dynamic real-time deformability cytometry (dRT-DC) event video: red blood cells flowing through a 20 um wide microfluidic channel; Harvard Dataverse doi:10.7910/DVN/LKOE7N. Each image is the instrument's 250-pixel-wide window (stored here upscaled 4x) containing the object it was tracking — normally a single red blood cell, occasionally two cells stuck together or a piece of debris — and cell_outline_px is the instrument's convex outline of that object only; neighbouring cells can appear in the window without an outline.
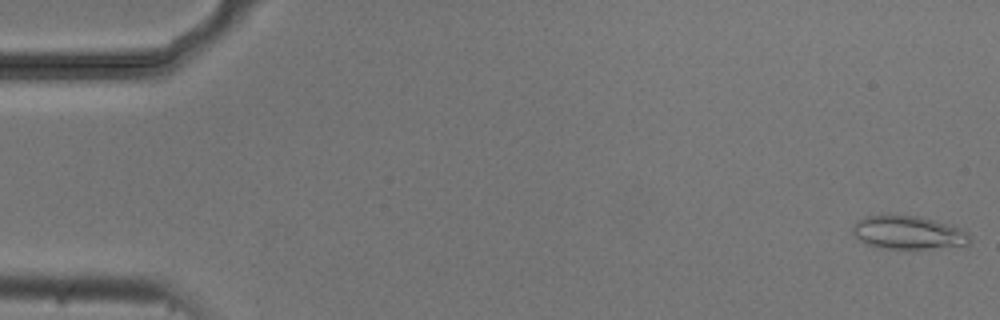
{"species": "common noctule bat (a hibernating species)", "species_latin": "Nyctalus noctula", "temperature_condition": "cold", "stored_images_in_passage": 54, "camera_frame_rate_fps": 3000, "um_per_image_px": 0.085, "animal": {"sex": "male", "body_mass_g": 20.5, "forearm_length_mm": 52.5}, "frame": {"image": 1, "passage_image": 1, "time_ms": 0.0, "image_size_px": [1000, 320], "cell_outline_px": [[968, 244], [928, 248], [884, 248], [868, 244], [860, 240], [852, 232], [852, 228], [864, 216], [888, 212], [920, 216], [960, 228], [968, 232]], "centroid_in_image_um": [77.13, 19.71], "position_along_channel_um": 7.9, "area_um2": 22.72}}
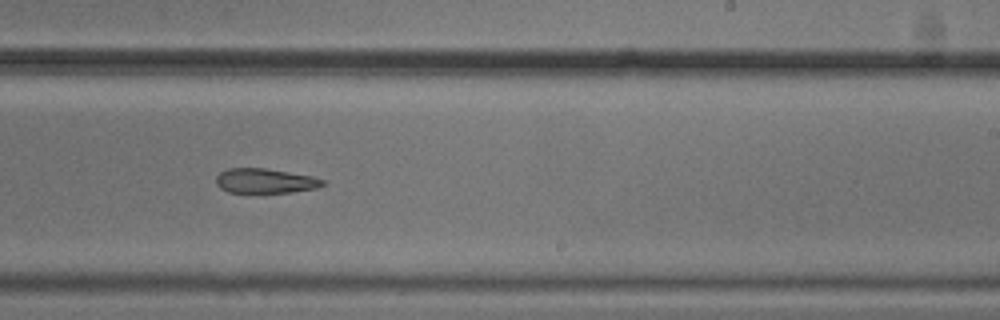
{"frame": {"image": 2, "passage_image": 33, "time_ms": 10.667, "image_size_px": [1000, 320], "cell_outline_px": [[328, 184], [316, 188], [288, 192], [228, 192], [220, 188], [216, 184], [216, 176], [220, 172], [228, 168], [264, 168], [312, 176], [324, 180]], "centroid_in_image_um": [22.53, 15.37], "position_along_channel_um": 266.5, "area_um2": 15.26}}
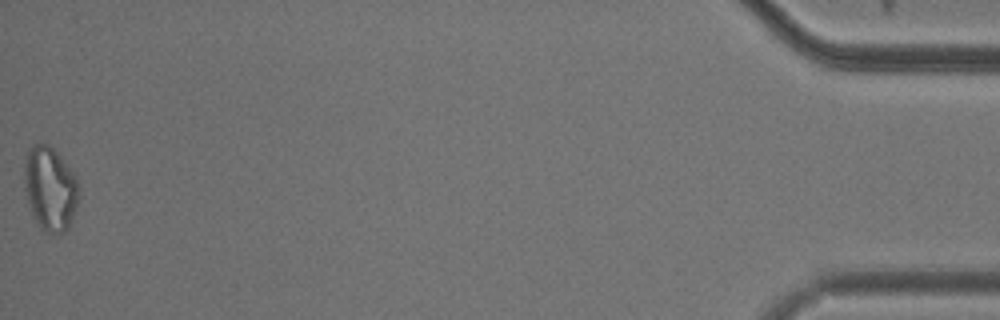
{"frame": {"image": 3, "passage_image": 54, "time_ms": 17.667, "image_size_px": [1000, 320], "cell_outline_px": [[80, 196], [68, 228], [64, 232], [48, 232], [40, 228], [32, 212], [24, 188], [24, 164], [28, 148], [32, 144], [48, 144], [56, 152], [76, 176], [80, 192]], "centroid_in_image_um": [4.26, 16.01], "position_along_channel_um": 430.9, "area_um2": 26.47}, "authors_computed_cell_mechanics": {"area_um2": 18.9584, "velocity_mm_per_s": 3.7324, "shape_relaxation_time_tau1_ms": 7.1623, "shape_relaxation_time_tau2_ms": null, "deformation_change_tau1": 0.1451, "deformation_change_tau2": null}}